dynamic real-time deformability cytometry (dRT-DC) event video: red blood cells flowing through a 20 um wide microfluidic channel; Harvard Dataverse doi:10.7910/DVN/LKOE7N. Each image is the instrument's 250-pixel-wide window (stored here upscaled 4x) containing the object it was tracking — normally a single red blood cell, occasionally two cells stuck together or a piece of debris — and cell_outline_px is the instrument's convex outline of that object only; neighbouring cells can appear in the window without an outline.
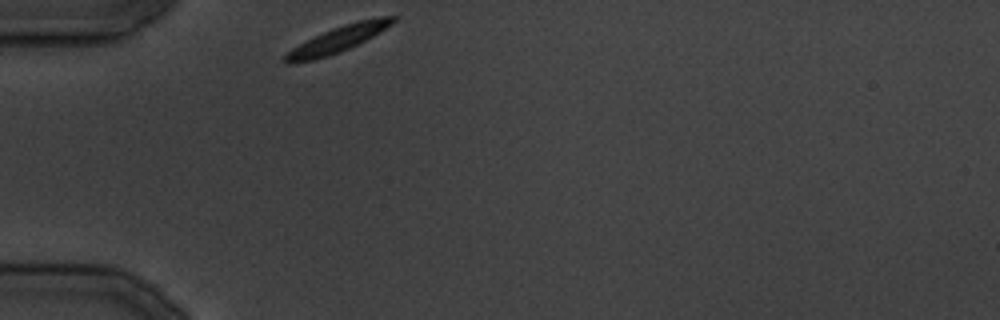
{"species": "common noctule bat (a hibernating species)", "species_latin": "Nyctalus noctula", "temperature_condition": "cold", "stored_images_in_passage": 20, "camera_frame_rate_fps": 3000, "um_per_image_px": 0.085, "animal": {"sex": "male", "body_mass_g": 19.5, "forearm_length_mm": 54.6}, "frame": {"image": 1, "passage_image": 1, "time_ms": 0.0, "image_size_px": [1000, 320], "cell_outline_px": [[400, 16], [392, 24], [372, 36], [340, 52], [328, 56], [312, 60], [292, 64], [284, 64], [284, 56], [292, 48], [332, 28], [344, 24], [360, 20], [380, 16]], "centroid_in_image_um": [28.72, 3.34], "position_along_channel_um": 56.3, "area_um2": 16.01}}
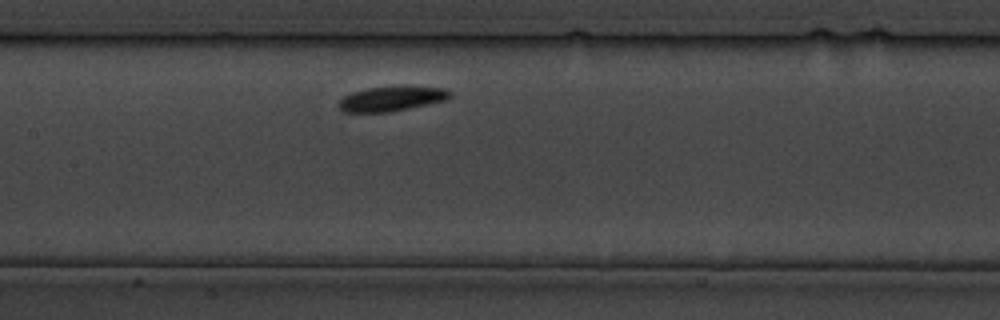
{"frame": {"image": 2, "passage_image": 9, "time_ms": 9.0, "image_size_px": [1000, 320], "cell_outline_px": [[452, 96], [448, 100], [388, 112], [344, 112], [340, 108], [340, 100], [344, 96], [352, 92], [368, 88], [444, 88]], "centroid_in_image_um": [33.25, 8.42], "position_along_channel_um": 174.1, "area_um2": 15.26}}
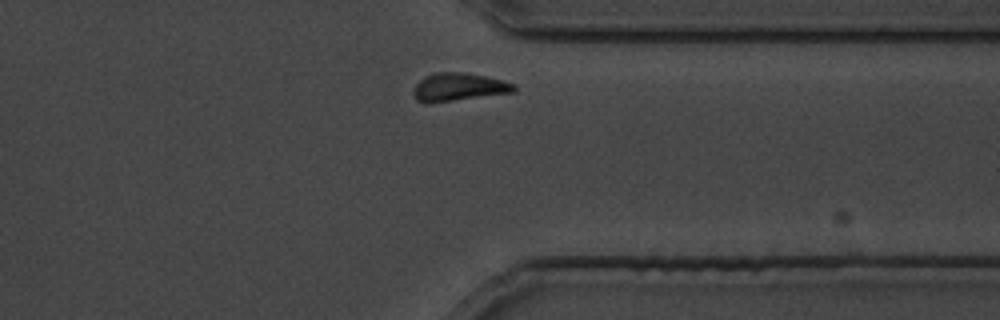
{"frame": {"image": 3, "passage_image": 20, "time_ms": 22.667, "image_size_px": [1000, 320], "cell_outline_px": [[516, 92], [428, 104], [424, 104], [416, 100], [416, 84], [424, 76], [436, 72], [456, 72], [484, 76], [516, 84]], "centroid_in_image_um": [39.0, 7.42], "position_along_channel_um": 372.4, "area_um2": 16.3}}